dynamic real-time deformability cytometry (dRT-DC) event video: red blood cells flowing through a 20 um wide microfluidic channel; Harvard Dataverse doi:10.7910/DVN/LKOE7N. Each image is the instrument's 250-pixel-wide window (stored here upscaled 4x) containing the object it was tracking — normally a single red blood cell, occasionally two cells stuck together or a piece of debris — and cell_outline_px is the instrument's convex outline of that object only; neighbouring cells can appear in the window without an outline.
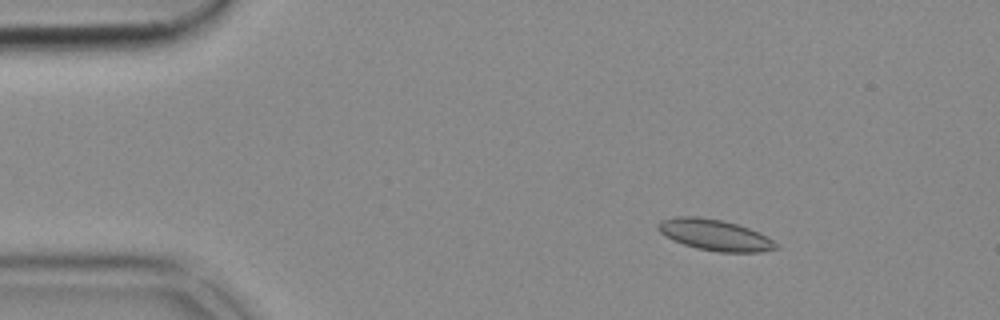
{"species": "common noctule bat (a hibernating species)", "species_latin": "Nyctalus noctula", "temperature_condition": "cold", "stored_images_in_passage": 51, "camera_frame_rate_fps": 3000, "um_per_image_px": 0.085, "animal": {"sex": "female", "body_mass_g": 18.4}, "frame": {"image": 1, "passage_image": 6, "time_ms": 1.667, "image_size_px": [1000, 320], "cell_outline_px": [[780, 248], [760, 252], [720, 252], [696, 248], [672, 240], [664, 236], [656, 228], [656, 224], [660, 220], [676, 216], [696, 216], [720, 220], [736, 224], [748, 228], [768, 236], [780, 244]], "centroid_in_image_um": [60.76, 19.97], "position_along_channel_um": 24.2, "area_um2": 21.56}}
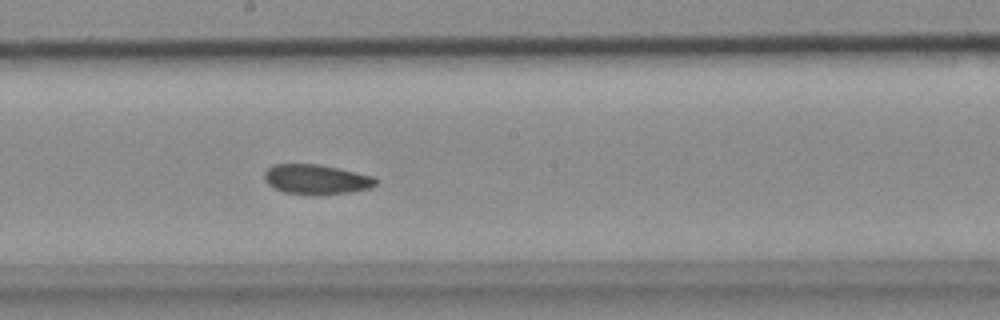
{"frame": {"image": 2, "passage_image": 27, "time_ms": 8.667, "image_size_px": [1000, 320], "cell_outline_px": [[376, 184], [368, 188], [352, 192], [320, 196], [308, 196], [284, 192], [268, 184], [264, 180], [264, 172], [272, 164], [316, 164], [336, 168], [372, 176], [376, 180]], "centroid_in_image_um": [26.83, 15.27], "position_along_channel_um": 221.4, "area_um2": 19.48}}
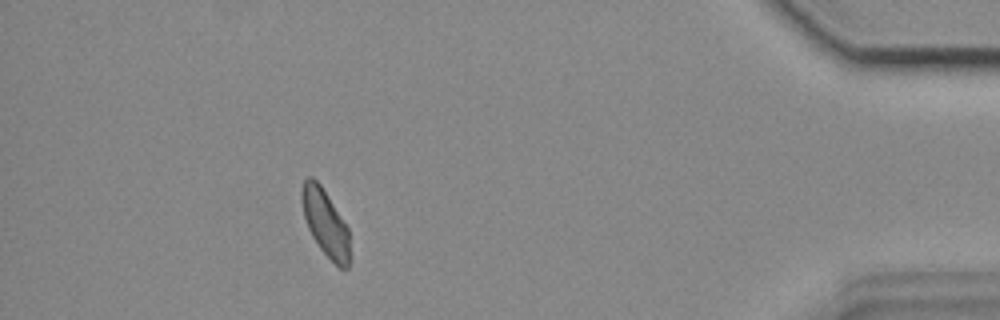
{"frame": {"image": 3, "passage_image": 46, "time_ms": 15.0, "image_size_px": [1000, 320], "cell_outline_px": [[352, 260], [348, 268], [340, 268], [320, 248], [312, 236], [308, 228], [304, 216], [300, 200], [300, 192], [304, 180], [308, 176], [312, 176], [320, 184], [348, 228]], "centroid_in_image_um": [27.67, 18.96], "position_along_channel_um": 407.5, "area_um2": 18.79}}